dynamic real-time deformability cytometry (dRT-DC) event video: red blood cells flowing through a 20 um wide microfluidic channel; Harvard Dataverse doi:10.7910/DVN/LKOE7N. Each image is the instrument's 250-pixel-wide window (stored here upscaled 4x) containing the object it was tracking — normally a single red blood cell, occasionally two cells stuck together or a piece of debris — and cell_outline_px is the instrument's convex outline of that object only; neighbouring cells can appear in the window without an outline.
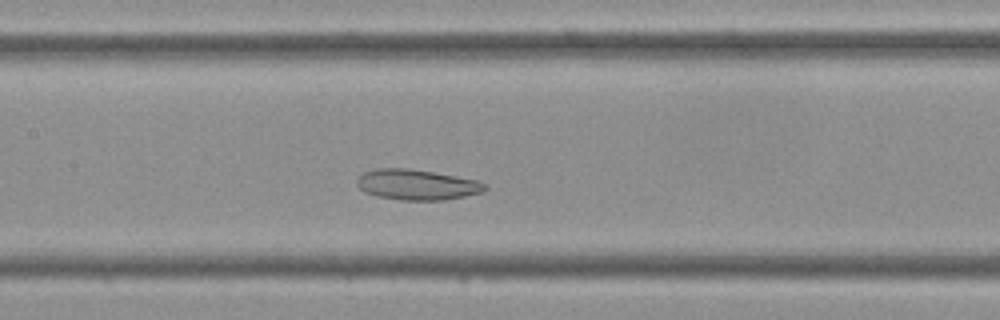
{"species": "Egyptian fruit bat (a non-hibernating species)", "species_latin": "Rousettus aegyptiacus", "temperature_condition": "cold", "stored_images_in_passage": 39, "camera_frame_rate_fps": 3000, "um_per_image_px": 0.085, "frame": {"image": 1, "passage_image": 16, "time_ms": 5.0, "image_size_px": [1000, 320], "cell_outline_px": [[488, 188], [484, 192], [464, 196], [440, 200], [404, 200], [376, 196], [364, 192], [356, 184], [356, 180], [364, 172], [376, 168], [408, 168], [432, 172], [476, 180], [488, 184]], "centroid_in_image_um": [35.43, 15.7], "position_along_channel_um": 172.0, "area_um2": 22.66}}
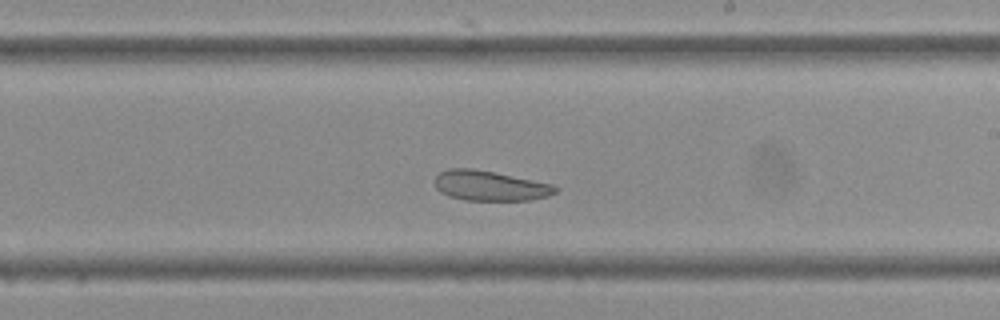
{"frame": {"image": 2, "passage_image": 21, "time_ms": 6.667, "image_size_px": [1000, 320], "cell_outline_px": [[560, 188], [556, 192], [548, 196], [532, 200], [464, 200], [448, 196], [440, 192], [436, 188], [432, 180], [440, 172], [448, 168], [472, 168], [552, 184]], "centroid_in_image_um": [41.6, 15.79], "position_along_channel_um": 247.4, "area_um2": 21.15}}
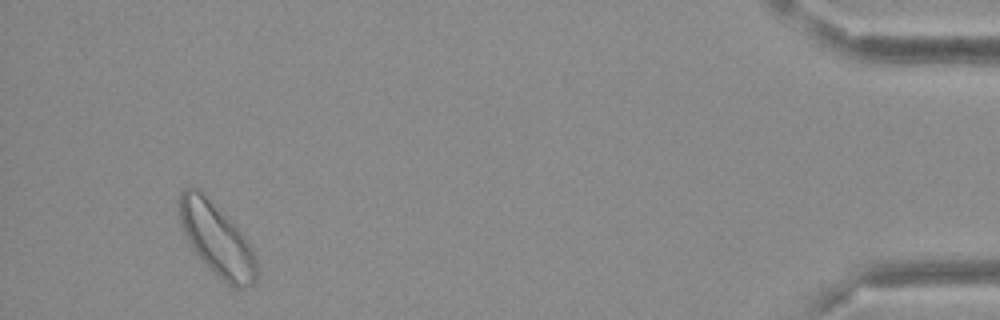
{"frame": {"image": 3, "passage_image": 37, "time_ms": 12.0, "image_size_px": [1000, 320], "cell_outline_px": [[256, 280], [252, 284], [244, 288], [236, 288], [228, 284], [192, 248], [180, 224], [180, 188], [200, 188], [232, 220], [244, 236], [252, 248], [256, 260]], "centroid_in_image_um": [18.43, 20.28], "position_along_channel_um": 416.8, "area_um2": 32.08}}